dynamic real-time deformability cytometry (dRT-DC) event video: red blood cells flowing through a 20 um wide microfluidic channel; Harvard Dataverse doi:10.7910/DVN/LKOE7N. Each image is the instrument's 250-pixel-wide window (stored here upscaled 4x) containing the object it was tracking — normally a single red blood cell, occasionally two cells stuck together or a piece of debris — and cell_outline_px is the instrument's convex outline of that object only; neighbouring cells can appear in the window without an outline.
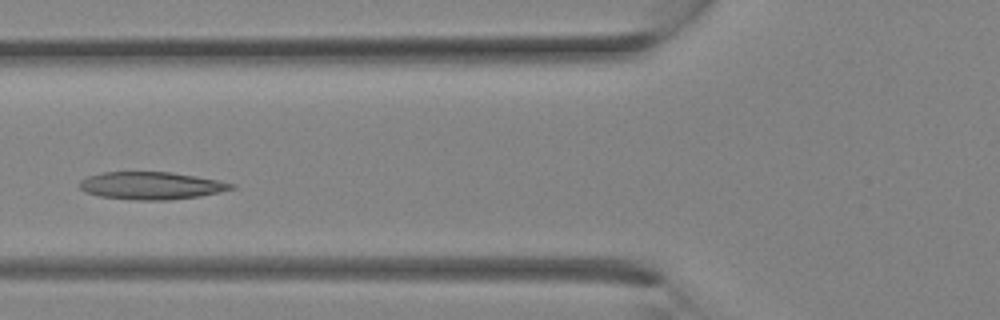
{"species": "Egyptian fruit bat (a non-hibernating species)", "species_latin": "Rousettus aegyptiacus", "temperature_condition": "room temperature", "stored_images_in_passage": 9, "camera_frame_rate_fps": 3000, "um_per_image_px": 0.085, "animal": {"sex": "female"}, "frame": {"image": 1, "passage_image": 6, "time_ms": 1.667, "image_size_px": [1000, 320], "cell_outline_px": [[236, 188], [220, 192], [200, 196], [168, 200], [132, 200], [100, 196], [84, 192], [80, 188], [80, 180], [88, 176], [100, 172], [172, 172], [196, 176], [236, 184]], "centroid_in_image_um": [12.85, 15.78], "position_along_channel_um": 112.9, "area_um2": 24.45}}
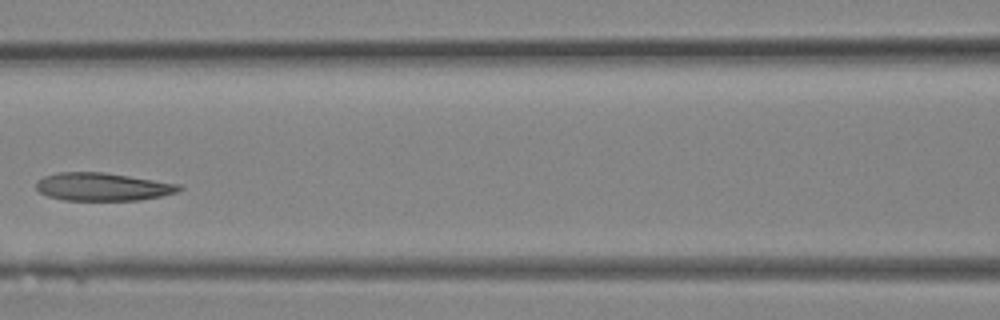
{"frame": {"image": 2, "passage_image": 8, "time_ms": 2.333, "image_size_px": [1000, 320], "cell_outline_px": [[184, 188], [176, 192], [160, 196], [140, 200], [64, 200], [48, 196], [40, 192], [36, 188], [36, 180], [44, 176], [56, 172], [104, 172], [180, 184]], "centroid_in_image_um": [8.7, 15.87], "position_along_channel_um": 157.9, "area_um2": 23.29}}